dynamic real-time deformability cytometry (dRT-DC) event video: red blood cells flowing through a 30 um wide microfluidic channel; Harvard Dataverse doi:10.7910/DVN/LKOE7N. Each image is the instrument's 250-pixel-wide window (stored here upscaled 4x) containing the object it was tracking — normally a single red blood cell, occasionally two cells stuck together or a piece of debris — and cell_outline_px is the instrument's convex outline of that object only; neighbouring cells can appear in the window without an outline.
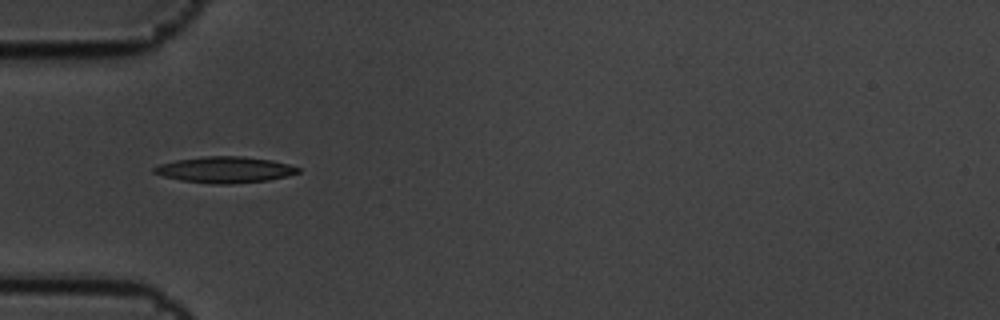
{"species": "common noctule bat (a hibernating species)", "species_latin": "Nyctalus noctula", "temperature_condition": "cold", "stored_images_in_passage": 10, "camera_frame_rate_fps": 3000, "um_per_image_px": 0.085, "animal": {"sex": "male", "body_mass_g": 19.5, "forearm_length_mm": 54.6}, "frame": {"image": 1, "passage_image": 5, "time_ms": 1.333, "image_size_px": [1000, 320], "cell_outline_px": [[300, 172], [288, 176], [268, 180], [232, 184], [216, 184], [180, 180], [164, 176], [152, 172], [152, 168], [160, 164], [176, 160], [204, 156], [244, 156], [272, 160], [288, 164], [300, 168]], "centroid_in_image_um": [19.13, 14.42], "position_along_channel_um": 65.9, "area_um2": 21.96}}
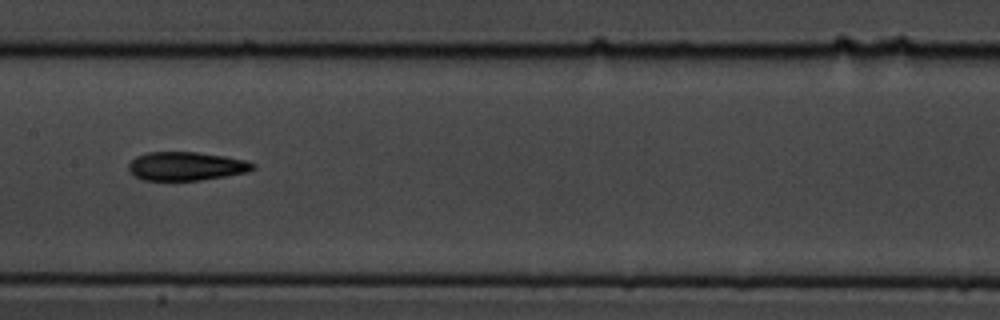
{"frame": {"image": 2, "passage_image": 8, "time_ms": 2.333, "image_size_px": [1000, 320], "cell_outline_px": [[256, 168], [248, 172], [200, 180], [144, 180], [136, 176], [128, 168], [128, 164], [136, 156], [148, 152], [196, 152], [224, 156], [244, 160], [256, 164]], "centroid_in_image_um": [15.84, 14.12], "position_along_channel_um": 191.6, "area_um2": 20.58}}
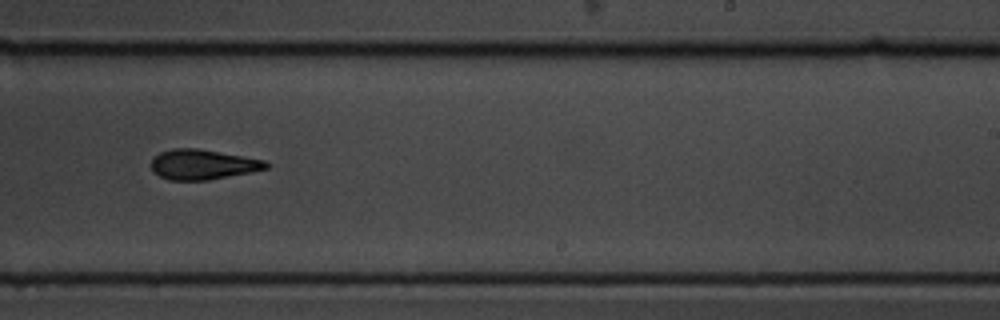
{"frame": {"image": 3, "passage_image": 10, "time_ms": 3.0, "image_size_px": [1000, 320], "cell_outline_px": [[268, 168], [252, 172], [208, 180], [168, 180], [152, 172], [152, 160], [160, 152], [172, 148], [196, 148], [264, 160], [268, 164]], "centroid_in_image_um": [17.21, 13.99], "position_along_channel_um": 271.8, "area_um2": 19.94}}